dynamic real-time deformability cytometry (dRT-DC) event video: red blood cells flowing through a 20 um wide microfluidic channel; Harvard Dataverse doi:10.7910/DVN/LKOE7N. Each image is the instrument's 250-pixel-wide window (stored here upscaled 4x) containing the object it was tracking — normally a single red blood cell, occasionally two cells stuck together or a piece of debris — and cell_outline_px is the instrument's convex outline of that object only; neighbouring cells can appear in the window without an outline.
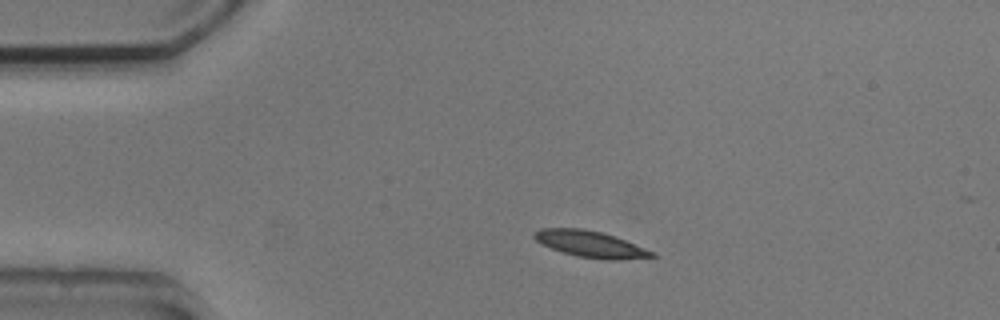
{"species": "common noctule bat (a hibernating species)", "species_latin": "Nyctalus noctula", "temperature_condition": "cold", "stored_images_in_passage": 6, "camera_frame_rate_fps": 3000, "um_per_image_px": 0.085, "animal": {"sex": "male", "body_mass_g": 20.5, "forearm_length_mm": 52.5}, "frame": {"image": 1, "passage_image": 1, "time_ms": 0.0, "image_size_px": [1000, 320], "cell_outline_px": [[656, 256], [620, 260], [604, 260], [576, 256], [552, 248], [536, 240], [532, 236], [540, 228], [584, 228], [616, 236], [656, 252]], "centroid_in_image_um": [50.24, 20.75], "position_along_channel_um": 34.8, "area_um2": 18.09}}